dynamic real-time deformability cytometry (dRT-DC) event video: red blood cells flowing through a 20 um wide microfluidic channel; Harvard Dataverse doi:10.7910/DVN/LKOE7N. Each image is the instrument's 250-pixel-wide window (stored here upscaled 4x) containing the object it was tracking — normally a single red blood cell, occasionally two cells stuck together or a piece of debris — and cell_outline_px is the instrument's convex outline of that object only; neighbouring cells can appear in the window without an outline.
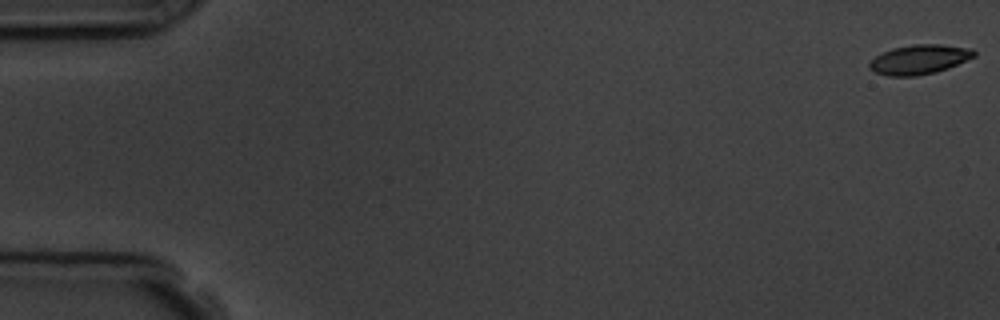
{"species": "common noctule bat (a hibernating species)", "species_latin": "Nyctalus noctula", "temperature_condition": "room temperature", "stored_images_in_passage": 6, "camera_frame_rate_fps": 3000, "um_per_image_px": 0.085, "animal": {"sex": "male", "body_mass_g": 19.5, "forearm_length_mm": 54.6}, "frame": {"image": 1, "passage_image": 1, "time_ms": 0.0, "image_size_px": [1000, 320], "cell_outline_px": [[976, 56], [948, 68], [936, 72], [916, 76], [888, 76], [876, 72], [868, 68], [868, 64], [876, 56], [892, 48], [916, 44], [940, 44], [972, 48], [976, 52]], "centroid_in_image_um": [78.16, 5.05], "position_along_channel_um": 6.8, "area_um2": 17.98}}
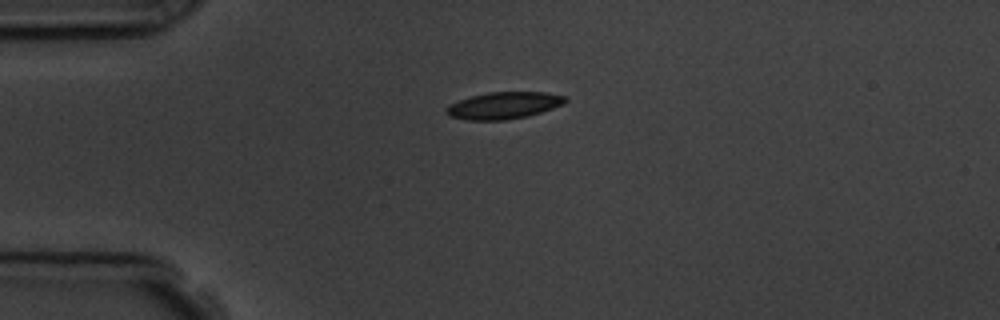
{"frame": {"image": 2, "passage_image": 5, "time_ms": 4.333, "image_size_px": [1000, 320], "cell_outline_px": [[568, 100], [564, 104], [528, 116], [504, 120], [468, 120], [448, 116], [444, 112], [448, 104], [472, 96], [488, 92], [544, 92], [564, 96]], "centroid_in_image_um": [42.79, 8.97], "position_along_channel_um": 42.2, "area_um2": 18.61}}